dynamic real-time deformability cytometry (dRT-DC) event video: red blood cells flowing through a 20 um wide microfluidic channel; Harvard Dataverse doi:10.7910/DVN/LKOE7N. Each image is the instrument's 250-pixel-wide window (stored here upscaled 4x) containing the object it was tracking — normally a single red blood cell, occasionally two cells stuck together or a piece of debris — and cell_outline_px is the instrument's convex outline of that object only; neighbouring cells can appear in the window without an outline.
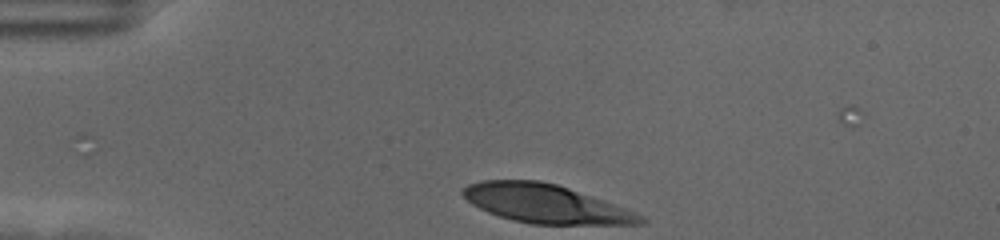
{"species": "human", "species_latin": "Homo sapiens", "temperature_condition": "cold", "stored_images_in_passage": 25, "camera_frame_rate_fps": 3000, "um_per_image_px": 0.085, "donor": {"sex": "female"}, "frame": {"image": 1, "passage_image": 1, "time_ms": 0.0, "image_size_px": [1000, 240], "cell_outline_px": [[648, 220], [644, 224], [532, 224], [512, 220], [488, 212], [472, 204], [460, 192], [468, 184], [484, 180], [540, 180], [556, 184], [604, 200], [644, 216]], "centroid_in_image_um": [46.38, 17.32], "position_along_channel_um": 38.6, "area_um2": 39.65}}
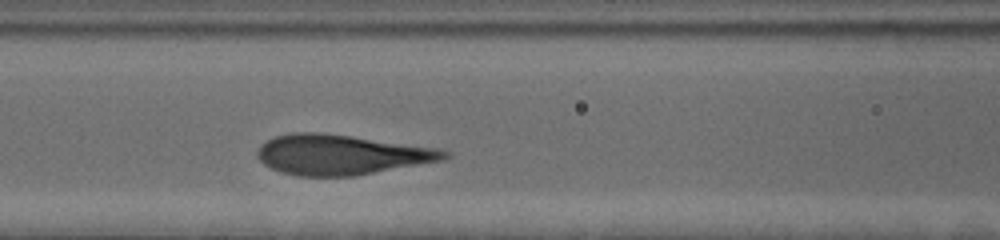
{"frame": {"image": 2, "passage_image": 13, "time_ms": 4.0, "image_size_px": [1000, 240], "cell_outline_px": [[452, 156], [444, 160], [352, 176], [296, 176], [280, 172], [264, 164], [256, 156], [256, 152], [268, 140], [276, 136], [296, 132], [320, 132], [352, 136], [436, 148], [452, 152]], "centroid_in_image_um": [29.02, 13.15], "position_along_channel_um": 137.6, "area_um2": 43.41}}
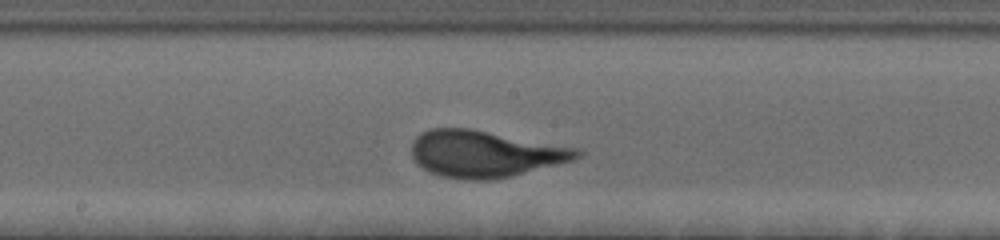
{"frame": {"image": 3, "passage_image": 19, "time_ms": 6.0, "image_size_px": [1000, 240], "cell_outline_px": [[584, 152], [580, 156], [572, 160], [512, 176], [488, 180], [464, 180], [440, 176], [428, 172], [416, 164], [412, 156], [412, 140], [420, 132], [428, 128], [468, 128], [580, 148]], "centroid_in_image_um": [41.17, 13.07], "position_along_channel_um": 207.0, "area_um2": 45.26}}